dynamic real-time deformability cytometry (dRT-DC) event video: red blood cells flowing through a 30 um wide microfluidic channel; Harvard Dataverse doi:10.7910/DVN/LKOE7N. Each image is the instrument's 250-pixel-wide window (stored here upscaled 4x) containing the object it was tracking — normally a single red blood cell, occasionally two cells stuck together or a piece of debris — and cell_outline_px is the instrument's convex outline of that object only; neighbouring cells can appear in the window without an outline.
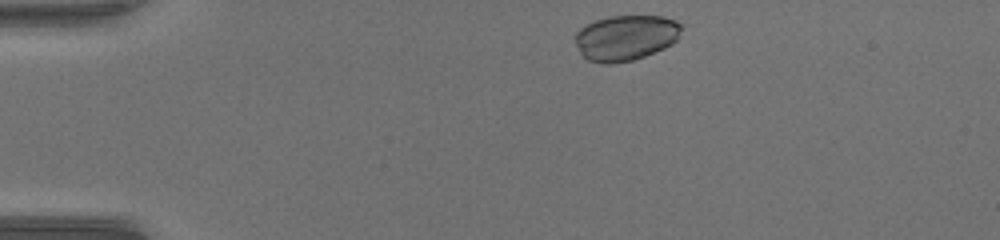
{"species": "common noctule bat (a hibernating species)", "species_latin": "Nyctalus noctula", "temperature_condition": "warm", "stored_images_in_passage": 42, "camera_frame_rate_fps": 3000, "um_per_image_px": 0.085, "animal": {"sex": "female", "body_mass_g": 17.0, "forearm_length_mm": 48.0}, "frame": {"image": 1, "passage_image": 1, "time_ms": 0.0, "image_size_px": [1000, 240], "cell_outline_px": [[680, 36], [672, 44], [664, 48], [644, 56], [632, 60], [612, 64], [604, 64], [588, 60], [580, 52], [576, 44], [576, 32], [584, 24], [608, 16], [664, 16], [676, 20], [680, 24]], "centroid_in_image_um": [53.18, 3.2], "position_along_channel_um": 31.8, "area_um2": 28.21}}
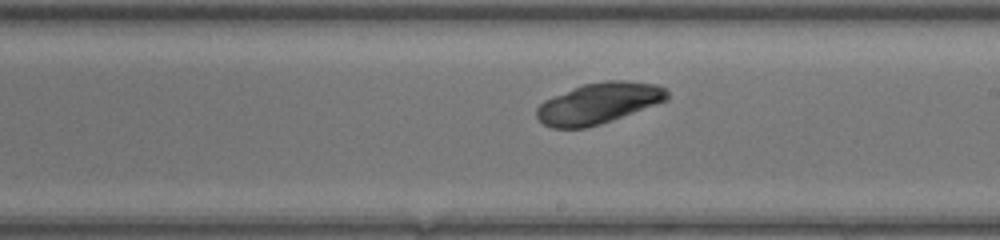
{"frame": {"image": 2, "passage_image": 21, "time_ms": 6.667, "image_size_px": [1000, 240], "cell_outline_px": [[668, 100], [600, 124], [584, 128], [552, 128], [544, 124], [536, 116], [536, 108], [544, 100], [552, 96], [584, 84], [604, 80], [624, 80], [656, 84], [668, 88]], "centroid_in_image_um": [50.89, 8.76], "position_along_channel_um": 238.1, "area_um2": 31.1}}
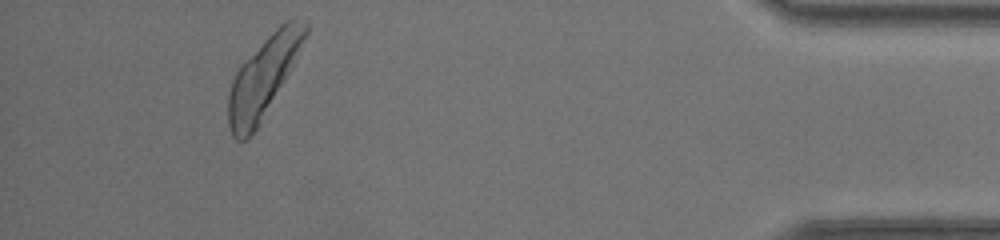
{"frame": {"image": 3, "passage_image": 38, "time_ms": 12.333, "image_size_px": [1000, 240], "cell_outline_px": [[308, 32], [284, 80], [256, 128], [244, 140], [236, 140], [232, 136], [228, 128], [228, 92], [232, 80], [236, 72], [244, 60], [280, 24], [288, 20], [292, 20], [308, 24]], "centroid_in_image_um": [22.32, 6.58], "position_along_channel_um": 412.9, "area_um2": 34.45}}